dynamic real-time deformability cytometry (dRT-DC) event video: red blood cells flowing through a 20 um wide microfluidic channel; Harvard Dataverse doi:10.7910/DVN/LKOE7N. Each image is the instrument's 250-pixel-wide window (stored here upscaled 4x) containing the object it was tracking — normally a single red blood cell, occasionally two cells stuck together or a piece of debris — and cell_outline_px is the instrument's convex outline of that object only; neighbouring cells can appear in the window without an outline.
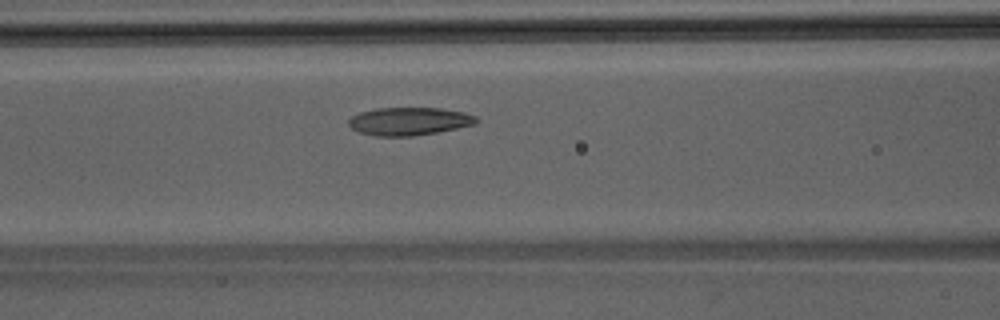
{"species": "Egyptian fruit bat (a non-hibernating species)", "species_latin": "Rousettus aegyptiacus", "temperature_condition": "room temperature", "stored_images_in_passage": 40, "camera_frame_rate_fps": 3000, "um_per_image_px": 0.085, "animal": {"sex": "male"}, "frame": {"image": 1, "passage_image": 12, "time_ms": 3.667, "image_size_px": [1000, 320], "cell_outline_px": [[480, 120], [476, 124], [436, 132], [412, 136], [376, 136], [360, 132], [352, 128], [348, 124], [348, 120], [352, 116], [360, 112], [376, 108], [440, 108], [464, 112], [476, 116]], "centroid_in_image_um": [34.79, 10.3], "position_along_channel_um": 131.8, "area_um2": 20.75}}
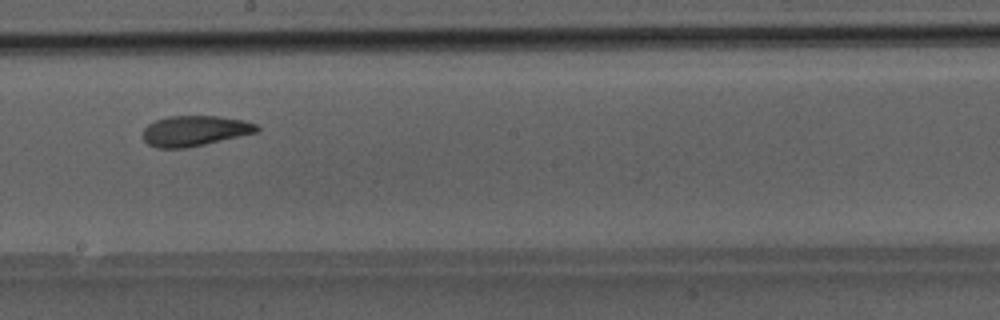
{"frame": {"image": 2, "passage_image": 19, "time_ms": 6.0, "image_size_px": [1000, 320], "cell_outline_px": [[260, 128], [256, 132], [188, 148], [156, 148], [148, 144], [140, 136], [144, 128], [148, 124], [156, 120], [168, 116], [220, 116], [244, 120], [256, 124]], "centroid_in_image_um": [16.5, 11.12], "position_along_channel_um": 231.7, "area_um2": 20.29}}
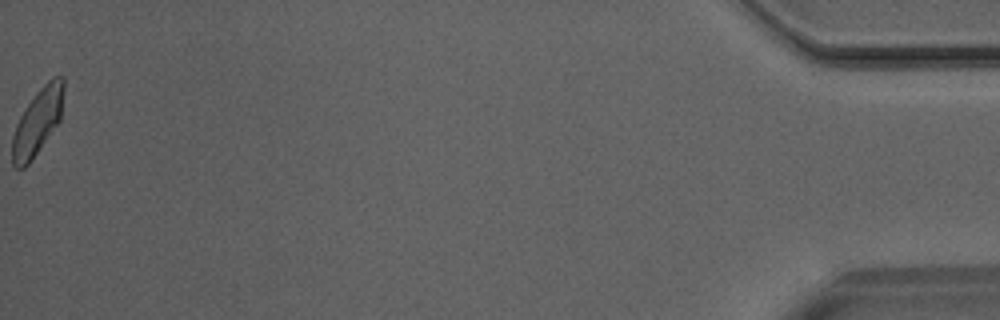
{"frame": {"image": 3, "passage_image": 40, "time_ms": 13.0, "image_size_px": [1000, 320], "cell_outline_px": [[64, 88], [60, 120], [28, 164], [24, 168], [16, 168], [12, 164], [12, 136], [16, 124], [20, 116], [28, 104], [40, 88], [52, 76], [64, 76]], "centroid_in_image_um": [3.19, 10.33], "position_along_channel_um": 432.0, "area_um2": 19.54}}